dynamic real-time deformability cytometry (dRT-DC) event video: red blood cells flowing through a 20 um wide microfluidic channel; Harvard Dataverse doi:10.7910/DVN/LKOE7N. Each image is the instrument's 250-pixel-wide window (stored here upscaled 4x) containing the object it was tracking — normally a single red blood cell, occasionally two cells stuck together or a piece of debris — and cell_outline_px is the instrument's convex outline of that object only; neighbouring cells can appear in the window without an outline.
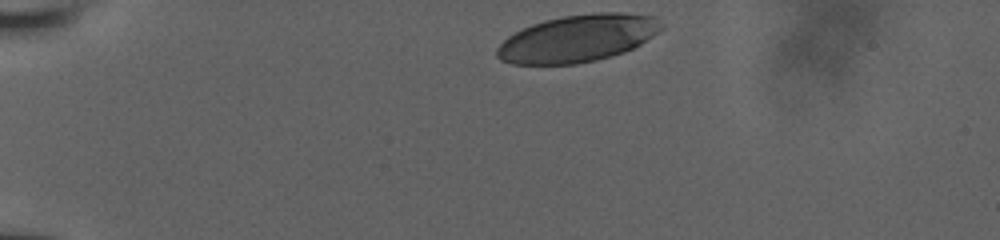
{"species": "human", "species_latin": "Homo sapiens", "temperature_condition": "room temperature", "stored_images_in_passage": 24, "camera_frame_rate_fps": 3000, "um_per_image_px": 0.085, "donor": {"sex": "male"}, "frame": {"image": 1, "passage_image": 1, "time_ms": 0.0, "image_size_px": [1000, 240], "cell_outline_px": [[664, 28], [640, 44], [624, 52], [612, 56], [596, 60], [576, 64], [512, 64], [500, 60], [496, 56], [496, 48], [508, 36], [532, 24], [544, 20], [564, 16], [600, 12], [620, 12], [656, 16]], "centroid_in_image_um": [49.11, 3.26], "position_along_channel_um": 35.9, "area_um2": 45.14}}
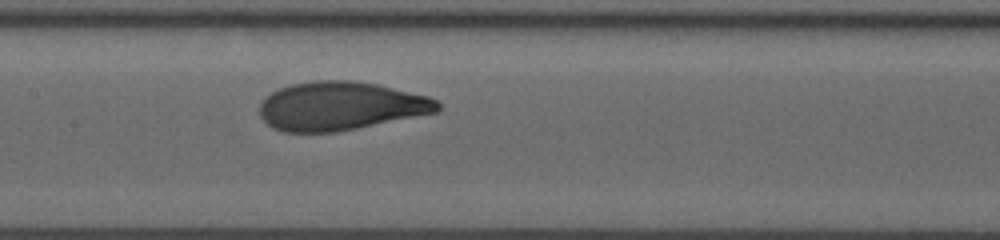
{"frame": {"image": 2, "passage_image": 14, "time_ms": 5.667, "image_size_px": [1000, 240], "cell_outline_px": [[440, 108], [436, 112], [336, 132], [284, 132], [272, 128], [260, 116], [260, 104], [264, 96], [280, 88], [292, 84], [316, 80], [352, 80], [376, 84], [428, 96], [436, 100], [440, 104]], "centroid_in_image_um": [28.9, 9.01], "position_along_channel_um": 178.5, "area_um2": 50.11}}
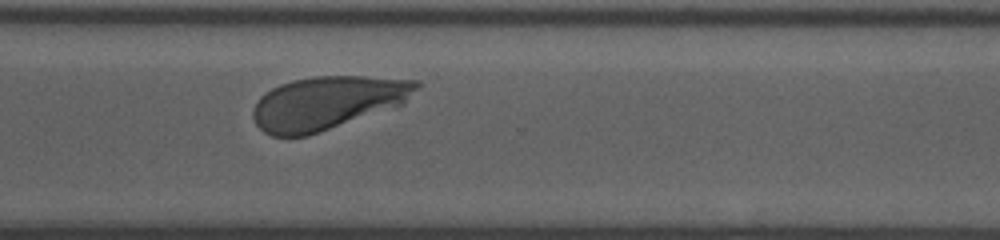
{"frame": {"image": 3, "passage_image": 24, "time_ms": 10.0, "image_size_px": [1000, 240], "cell_outline_px": [[420, 88], [404, 104], [308, 136], [272, 136], [264, 132], [256, 124], [252, 116], [252, 112], [256, 100], [260, 96], [272, 88], [280, 84], [292, 80], [316, 76], [364, 76], [420, 80]], "centroid_in_image_um": [27.84, 8.73], "position_along_channel_um": 342.8, "area_um2": 50.92}}